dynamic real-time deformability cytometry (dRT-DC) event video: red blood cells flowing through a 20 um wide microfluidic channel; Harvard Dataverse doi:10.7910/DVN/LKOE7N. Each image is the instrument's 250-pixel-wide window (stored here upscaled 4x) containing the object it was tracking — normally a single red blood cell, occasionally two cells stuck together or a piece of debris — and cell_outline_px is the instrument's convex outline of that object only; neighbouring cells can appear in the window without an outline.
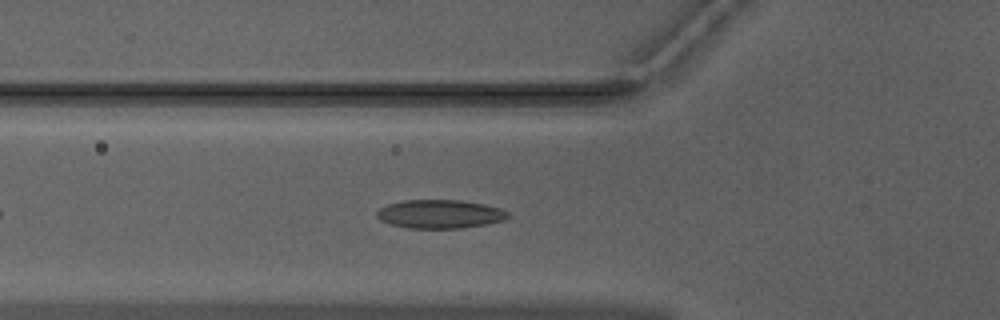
{"species": "Egyptian fruit bat (a non-hibernating species)", "species_latin": "Rousettus aegyptiacus", "temperature_condition": "warm", "stored_images_in_passage": 27, "camera_frame_rate_fps": 3000, "um_per_image_px": 0.085, "animal": {"sex": "male"}, "frame": {"image": 1, "passage_image": 4, "time_ms": 1.0, "image_size_px": [1000, 320], "cell_outline_px": [[508, 216], [504, 220], [484, 224], [460, 228], [408, 228], [388, 224], [380, 220], [376, 216], [376, 212], [380, 208], [388, 204], [404, 200], [460, 200], [484, 204], [500, 208], [508, 212]], "centroid_in_image_um": [37.35, 18.19], "position_along_channel_um": 88.5, "area_um2": 21.79}}
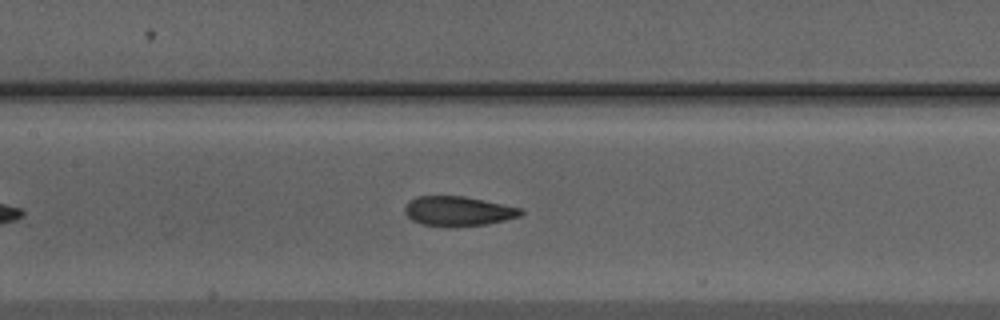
{"frame": {"image": 2, "passage_image": 10, "time_ms": 3.0, "image_size_px": [1000, 320], "cell_outline_px": [[524, 212], [520, 216], [488, 224], [456, 228], [448, 228], [420, 224], [412, 220], [404, 212], [404, 204], [408, 200], [416, 196], [464, 196], [520, 208]], "centroid_in_image_um": [38.87, 17.97], "position_along_channel_um": 168.5, "area_um2": 20.46}}
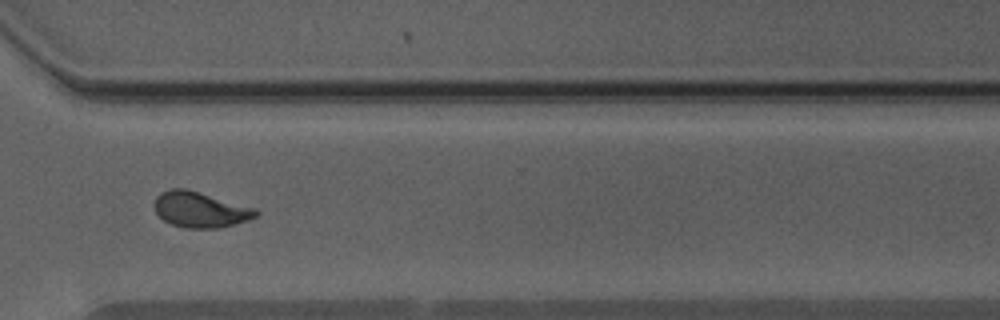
{"frame": {"image": 3, "passage_image": 24, "time_ms": 7.667, "image_size_px": [1000, 320], "cell_outline_px": [[260, 212], [256, 216], [248, 220], [216, 228], [184, 228], [172, 224], [164, 220], [156, 212], [156, 196], [160, 192], [172, 188], [184, 188], [256, 208]], "centroid_in_image_um": [17.02, 17.81], "position_along_channel_um": 353.6, "area_um2": 20.75}, "authors_computed_cell_mechanics": {"area_um2": 20.7502, "velocity_mm_per_s": 3.969, "shape_relaxation_time_tau1_ms": 5.3634, "shape_relaxation_time_tau2_ms": 1.1898, "deformation_change_tau1": 0.1731, "deformation_change_tau2": 0.0772}}